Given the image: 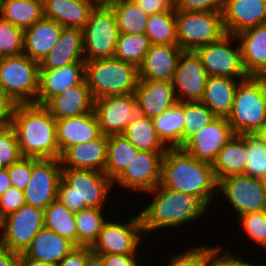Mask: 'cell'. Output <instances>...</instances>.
<instances>
[{
    "label": "cell",
    "mask_w": 266,
    "mask_h": 266,
    "mask_svg": "<svg viewBox=\"0 0 266 266\" xmlns=\"http://www.w3.org/2000/svg\"><path fill=\"white\" fill-rule=\"evenodd\" d=\"M224 0H176L174 8L180 11L221 12Z\"/></svg>",
    "instance_id": "50"
},
{
    "label": "cell",
    "mask_w": 266,
    "mask_h": 266,
    "mask_svg": "<svg viewBox=\"0 0 266 266\" xmlns=\"http://www.w3.org/2000/svg\"><path fill=\"white\" fill-rule=\"evenodd\" d=\"M33 171V158L22 157L19 161L8 167L11 185L21 190H25L30 182Z\"/></svg>",
    "instance_id": "48"
},
{
    "label": "cell",
    "mask_w": 266,
    "mask_h": 266,
    "mask_svg": "<svg viewBox=\"0 0 266 266\" xmlns=\"http://www.w3.org/2000/svg\"><path fill=\"white\" fill-rule=\"evenodd\" d=\"M221 13L225 33L237 35L266 24V0H224Z\"/></svg>",
    "instance_id": "19"
},
{
    "label": "cell",
    "mask_w": 266,
    "mask_h": 266,
    "mask_svg": "<svg viewBox=\"0 0 266 266\" xmlns=\"http://www.w3.org/2000/svg\"><path fill=\"white\" fill-rule=\"evenodd\" d=\"M119 33L111 6H95L83 28L85 61L114 57Z\"/></svg>",
    "instance_id": "9"
},
{
    "label": "cell",
    "mask_w": 266,
    "mask_h": 266,
    "mask_svg": "<svg viewBox=\"0 0 266 266\" xmlns=\"http://www.w3.org/2000/svg\"><path fill=\"white\" fill-rule=\"evenodd\" d=\"M208 77L198 54L183 50L172 81L178 102L200 101Z\"/></svg>",
    "instance_id": "17"
},
{
    "label": "cell",
    "mask_w": 266,
    "mask_h": 266,
    "mask_svg": "<svg viewBox=\"0 0 266 266\" xmlns=\"http://www.w3.org/2000/svg\"><path fill=\"white\" fill-rule=\"evenodd\" d=\"M134 95L138 114L152 119L178 103L172 81L139 80Z\"/></svg>",
    "instance_id": "20"
},
{
    "label": "cell",
    "mask_w": 266,
    "mask_h": 266,
    "mask_svg": "<svg viewBox=\"0 0 266 266\" xmlns=\"http://www.w3.org/2000/svg\"><path fill=\"white\" fill-rule=\"evenodd\" d=\"M92 253L90 246H76L56 266H85L89 255Z\"/></svg>",
    "instance_id": "53"
},
{
    "label": "cell",
    "mask_w": 266,
    "mask_h": 266,
    "mask_svg": "<svg viewBox=\"0 0 266 266\" xmlns=\"http://www.w3.org/2000/svg\"><path fill=\"white\" fill-rule=\"evenodd\" d=\"M240 81L242 80L209 76L200 102L216 117L227 118L232 110L235 92Z\"/></svg>",
    "instance_id": "31"
},
{
    "label": "cell",
    "mask_w": 266,
    "mask_h": 266,
    "mask_svg": "<svg viewBox=\"0 0 266 266\" xmlns=\"http://www.w3.org/2000/svg\"><path fill=\"white\" fill-rule=\"evenodd\" d=\"M105 209L85 208L75 212L77 246H92L103 225L109 219ZM106 214V215H105ZM107 217V218H106Z\"/></svg>",
    "instance_id": "38"
},
{
    "label": "cell",
    "mask_w": 266,
    "mask_h": 266,
    "mask_svg": "<svg viewBox=\"0 0 266 266\" xmlns=\"http://www.w3.org/2000/svg\"><path fill=\"white\" fill-rule=\"evenodd\" d=\"M85 266H105V265L102 257L92 252L88 257Z\"/></svg>",
    "instance_id": "59"
},
{
    "label": "cell",
    "mask_w": 266,
    "mask_h": 266,
    "mask_svg": "<svg viewBox=\"0 0 266 266\" xmlns=\"http://www.w3.org/2000/svg\"><path fill=\"white\" fill-rule=\"evenodd\" d=\"M85 80V62H77L56 69H40L37 105L44 106L52 97Z\"/></svg>",
    "instance_id": "21"
},
{
    "label": "cell",
    "mask_w": 266,
    "mask_h": 266,
    "mask_svg": "<svg viewBox=\"0 0 266 266\" xmlns=\"http://www.w3.org/2000/svg\"><path fill=\"white\" fill-rule=\"evenodd\" d=\"M105 266H144L138 254H108L100 255Z\"/></svg>",
    "instance_id": "54"
},
{
    "label": "cell",
    "mask_w": 266,
    "mask_h": 266,
    "mask_svg": "<svg viewBox=\"0 0 266 266\" xmlns=\"http://www.w3.org/2000/svg\"><path fill=\"white\" fill-rule=\"evenodd\" d=\"M263 186L266 188V171L262 174V176L259 178Z\"/></svg>",
    "instance_id": "63"
},
{
    "label": "cell",
    "mask_w": 266,
    "mask_h": 266,
    "mask_svg": "<svg viewBox=\"0 0 266 266\" xmlns=\"http://www.w3.org/2000/svg\"><path fill=\"white\" fill-rule=\"evenodd\" d=\"M61 178L62 167L59 159L33 158L30 182L24 190L26 204L44 210L57 200Z\"/></svg>",
    "instance_id": "15"
},
{
    "label": "cell",
    "mask_w": 266,
    "mask_h": 266,
    "mask_svg": "<svg viewBox=\"0 0 266 266\" xmlns=\"http://www.w3.org/2000/svg\"><path fill=\"white\" fill-rule=\"evenodd\" d=\"M108 136L68 147L60 156L62 168L89 169L104 172Z\"/></svg>",
    "instance_id": "24"
},
{
    "label": "cell",
    "mask_w": 266,
    "mask_h": 266,
    "mask_svg": "<svg viewBox=\"0 0 266 266\" xmlns=\"http://www.w3.org/2000/svg\"><path fill=\"white\" fill-rule=\"evenodd\" d=\"M227 120L234 134H256L265 129L266 90L258 76L239 82Z\"/></svg>",
    "instance_id": "6"
},
{
    "label": "cell",
    "mask_w": 266,
    "mask_h": 266,
    "mask_svg": "<svg viewBox=\"0 0 266 266\" xmlns=\"http://www.w3.org/2000/svg\"><path fill=\"white\" fill-rule=\"evenodd\" d=\"M165 153L138 151L130 164L113 181L115 186H120L134 194L142 196L158 186L161 181L162 159ZM117 183V185H116Z\"/></svg>",
    "instance_id": "14"
},
{
    "label": "cell",
    "mask_w": 266,
    "mask_h": 266,
    "mask_svg": "<svg viewBox=\"0 0 266 266\" xmlns=\"http://www.w3.org/2000/svg\"><path fill=\"white\" fill-rule=\"evenodd\" d=\"M62 29L56 21L45 17L24 29L23 54L40 63L55 47Z\"/></svg>",
    "instance_id": "27"
},
{
    "label": "cell",
    "mask_w": 266,
    "mask_h": 266,
    "mask_svg": "<svg viewBox=\"0 0 266 266\" xmlns=\"http://www.w3.org/2000/svg\"><path fill=\"white\" fill-rule=\"evenodd\" d=\"M242 63L249 76L266 71V24L244 30L236 35Z\"/></svg>",
    "instance_id": "28"
},
{
    "label": "cell",
    "mask_w": 266,
    "mask_h": 266,
    "mask_svg": "<svg viewBox=\"0 0 266 266\" xmlns=\"http://www.w3.org/2000/svg\"><path fill=\"white\" fill-rule=\"evenodd\" d=\"M39 71L25 54L0 58V87L17 104H37Z\"/></svg>",
    "instance_id": "7"
},
{
    "label": "cell",
    "mask_w": 266,
    "mask_h": 266,
    "mask_svg": "<svg viewBox=\"0 0 266 266\" xmlns=\"http://www.w3.org/2000/svg\"><path fill=\"white\" fill-rule=\"evenodd\" d=\"M10 187L11 180L7 168H0V196L3 195Z\"/></svg>",
    "instance_id": "57"
},
{
    "label": "cell",
    "mask_w": 266,
    "mask_h": 266,
    "mask_svg": "<svg viewBox=\"0 0 266 266\" xmlns=\"http://www.w3.org/2000/svg\"><path fill=\"white\" fill-rule=\"evenodd\" d=\"M195 52L208 76L238 80L249 77L242 63L241 48L236 35L226 33L218 41L202 46Z\"/></svg>",
    "instance_id": "11"
},
{
    "label": "cell",
    "mask_w": 266,
    "mask_h": 266,
    "mask_svg": "<svg viewBox=\"0 0 266 266\" xmlns=\"http://www.w3.org/2000/svg\"><path fill=\"white\" fill-rule=\"evenodd\" d=\"M85 80L95 100L111 95L134 94L138 67L115 57L85 61Z\"/></svg>",
    "instance_id": "5"
},
{
    "label": "cell",
    "mask_w": 266,
    "mask_h": 266,
    "mask_svg": "<svg viewBox=\"0 0 266 266\" xmlns=\"http://www.w3.org/2000/svg\"><path fill=\"white\" fill-rule=\"evenodd\" d=\"M247 155L246 134H235L212 163L217 181L231 175L245 174Z\"/></svg>",
    "instance_id": "32"
},
{
    "label": "cell",
    "mask_w": 266,
    "mask_h": 266,
    "mask_svg": "<svg viewBox=\"0 0 266 266\" xmlns=\"http://www.w3.org/2000/svg\"><path fill=\"white\" fill-rule=\"evenodd\" d=\"M11 127L23 157L60 159L56 120L44 106L17 104Z\"/></svg>",
    "instance_id": "3"
},
{
    "label": "cell",
    "mask_w": 266,
    "mask_h": 266,
    "mask_svg": "<svg viewBox=\"0 0 266 266\" xmlns=\"http://www.w3.org/2000/svg\"><path fill=\"white\" fill-rule=\"evenodd\" d=\"M0 266H20V254L0 245Z\"/></svg>",
    "instance_id": "56"
},
{
    "label": "cell",
    "mask_w": 266,
    "mask_h": 266,
    "mask_svg": "<svg viewBox=\"0 0 266 266\" xmlns=\"http://www.w3.org/2000/svg\"><path fill=\"white\" fill-rule=\"evenodd\" d=\"M22 157L14 129L0 127V168L10 167Z\"/></svg>",
    "instance_id": "47"
},
{
    "label": "cell",
    "mask_w": 266,
    "mask_h": 266,
    "mask_svg": "<svg viewBox=\"0 0 266 266\" xmlns=\"http://www.w3.org/2000/svg\"><path fill=\"white\" fill-rule=\"evenodd\" d=\"M17 103L0 87V127L11 126Z\"/></svg>",
    "instance_id": "52"
},
{
    "label": "cell",
    "mask_w": 266,
    "mask_h": 266,
    "mask_svg": "<svg viewBox=\"0 0 266 266\" xmlns=\"http://www.w3.org/2000/svg\"><path fill=\"white\" fill-rule=\"evenodd\" d=\"M56 132L61 154L70 146L95 140L102 134L94 110L83 115L57 119Z\"/></svg>",
    "instance_id": "23"
},
{
    "label": "cell",
    "mask_w": 266,
    "mask_h": 266,
    "mask_svg": "<svg viewBox=\"0 0 266 266\" xmlns=\"http://www.w3.org/2000/svg\"><path fill=\"white\" fill-rule=\"evenodd\" d=\"M111 8L115 12L120 33L145 34L149 15L133 0H121Z\"/></svg>",
    "instance_id": "40"
},
{
    "label": "cell",
    "mask_w": 266,
    "mask_h": 266,
    "mask_svg": "<svg viewBox=\"0 0 266 266\" xmlns=\"http://www.w3.org/2000/svg\"><path fill=\"white\" fill-rule=\"evenodd\" d=\"M241 220H237L240 224L242 233L247 235L246 237L252 240L251 248L255 247V244L260 248L265 249L266 252V211L249 212L236 216Z\"/></svg>",
    "instance_id": "44"
},
{
    "label": "cell",
    "mask_w": 266,
    "mask_h": 266,
    "mask_svg": "<svg viewBox=\"0 0 266 266\" xmlns=\"http://www.w3.org/2000/svg\"><path fill=\"white\" fill-rule=\"evenodd\" d=\"M175 17L178 45L184 51H195L226 34L221 12L175 10Z\"/></svg>",
    "instance_id": "8"
},
{
    "label": "cell",
    "mask_w": 266,
    "mask_h": 266,
    "mask_svg": "<svg viewBox=\"0 0 266 266\" xmlns=\"http://www.w3.org/2000/svg\"><path fill=\"white\" fill-rule=\"evenodd\" d=\"M25 204L24 190L13 186L0 196V211L4 217L16 212Z\"/></svg>",
    "instance_id": "51"
},
{
    "label": "cell",
    "mask_w": 266,
    "mask_h": 266,
    "mask_svg": "<svg viewBox=\"0 0 266 266\" xmlns=\"http://www.w3.org/2000/svg\"><path fill=\"white\" fill-rule=\"evenodd\" d=\"M94 7L91 0H43L44 17L67 28L83 30Z\"/></svg>",
    "instance_id": "29"
},
{
    "label": "cell",
    "mask_w": 266,
    "mask_h": 266,
    "mask_svg": "<svg viewBox=\"0 0 266 266\" xmlns=\"http://www.w3.org/2000/svg\"><path fill=\"white\" fill-rule=\"evenodd\" d=\"M258 77L260 78V80L263 82L264 88L266 90V71L260 73L258 75Z\"/></svg>",
    "instance_id": "62"
},
{
    "label": "cell",
    "mask_w": 266,
    "mask_h": 266,
    "mask_svg": "<svg viewBox=\"0 0 266 266\" xmlns=\"http://www.w3.org/2000/svg\"><path fill=\"white\" fill-rule=\"evenodd\" d=\"M20 266H56L52 263L38 261L32 258H27L23 253L20 254Z\"/></svg>",
    "instance_id": "58"
},
{
    "label": "cell",
    "mask_w": 266,
    "mask_h": 266,
    "mask_svg": "<svg viewBox=\"0 0 266 266\" xmlns=\"http://www.w3.org/2000/svg\"><path fill=\"white\" fill-rule=\"evenodd\" d=\"M24 29L0 18V58L23 54Z\"/></svg>",
    "instance_id": "45"
},
{
    "label": "cell",
    "mask_w": 266,
    "mask_h": 266,
    "mask_svg": "<svg viewBox=\"0 0 266 266\" xmlns=\"http://www.w3.org/2000/svg\"><path fill=\"white\" fill-rule=\"evenodd\" d=\"M44 227L67 238L77 246L75 212L55 200L44 209Z\"/></svg>",
    "instance_id": "37"
},
{
    "label": "cell",
    "mask_w": 266,
    "mask_h": 266,
    "mask_svg": "<svg viewBox=\"0 0 266 266\" xmlns=\"http://www.w3.org/2000/svg\"><path fill=\"white\" fill-rule=\"evenodd\" d=\"M43 17V0H2L0 5V18L22 29Z\"/></svg>",
    "instance_id": "33"
},
{
    "label": "cell",
    "mask_w": 266,
    "mask_h": 266,
    "mask_svg": "<svg viewBox=\"0 0 266 266\" xmlns=\"http://www.w3.org/2000/svg\"><path fill=\"white\" fill-rule=\"evenodd\" d=\"M226 117H216L181 148L200 161L212 164L220 150L234 136Z\"/></svg>",
    "instance_id": "18"
},
{
    "label": "cell",
    "mask_w": 266,
    "mask_h": 266,
    "mask_svg": "<svg viewBox=\"0 0 266 266\" xmlns=\"http://www.w3.org/2000/svg\"><path fill=\"white\" fill-rule=\"evenodd\" d=\"M133 2L148 15L163 13L173 7L167 0H133Z\"/></svg>",
    "instance_id": "55"
},
{
    "label": "cell",
    "mask_w": 266,
    "mask_h": 266,
    "mask_svg": "<svg viewBox=\"0 0 266 266\" xmlns=\"http://www.w3.org/2000/svg\"><path fill=\"white\" fill-rule=\"evenodd\" d=\"M95 6H111L121 0H91Z\"/></svg>",
    "instance_id": "60"
},
{
    "label": "cell",
    "mask_w": 266,
    "mask_h": 266,
    "mask_svg": "<svg viewBox=\"0 0 266 266\" xmlns=\"http://www.w3.org/2000/svg\"><path fill=\"white\" fill-rule=\"evenodd\" d=\"M150 45L145 34L119 33L114 57L139 67Z\"/></svg>",
    "instance_id": "41"
},
{
    "label": "cell",
    "mask_w": 266,
    "mask_h": 266,
    "mask_svg": "<svg viewBox=\"0 0 266 266\" xmlns=\"http://www.w3.org/2000/svg\"><path fill=\"white\" fill-rule=\"evenodd\" d=\"M160 184L198 197L209 209L218 195L212 164L194 158L182 148H168L162 159Z\"/></svg>",
    "instance_id": "2"
},
{
    "label": "cell",
    "mask_w": 266,
    "mask_h": 266,
    "mask_svg": "<svg viewBox=\"0 0 266 266\" xmlns=\"http://www.w3.org/2000/svg\"><path fill=\"white\" fill-rule=\"evenodd\" d=\"M261 135L265 138L266 140V128L261 132Z\"/></svg>",
    "instance_id": "64"
},
{
    "label": "cell",
    "mask_w": 266,
    "mask_h": 266,
    "mask_svg": "<svg viewBox=\"0 0 266 266\" xmlns=\"http://www.w3.org/2000/svg\"><path fill=\"white\" fill-rule=\"evenodd\" d=\"M95 99L86 80L52 97L44 107L55 120L83 115L93 111Z\"/></svg>",
    "instance_id": "25"
},
{
    "label": "cell",
    "mask_w": 266,
    "mask_h": 266,
    "mask_svg": "<svg viewBox=\"0 0 266 266\" xmlns=\"http://www.w3.org/2000/svg\"><path fill=\"white\" fill-rule=\"evenodd\" d=\"M42 228H44V210L25 204L16 212L4 217L0 245L22 254Z\"/></svg>",
    "instance_id": "13"
},
{
    "label": "cell",
    "mask_w": 266,
    "mask_h": 266,
    "mask_svg": "<svg viewBox=\"0 0 266 266\" xmlns=\"http://www.w3.org/2000/svg\"><path fill=\"white\" fill-rule=\"evenodd\" d=\"M94 112L100 131L106 136L122 135L138 115L134 94L111 95L95 100Z\"/></svg>",
    "instance_id": "16"
},
{
    "label": "cell",
    "mask_w": 266,
    "mask_h": 266,
    "mask_svg": "<svg viewBox=\"0 0 266 266\" xmlns=\"http://www.w3.org/2000/svg\"><path fill=\"white\" fill-rule=\"evenodd\" d=\"M138 151L124 136H108L104 173L114 181L130 164Z\"/></svg>",
    "instance_id": "36"
},
{
    "label": "cell",
    "mask_w": 266,
    "mask_h": 266,
    "mask_svg": "<svg viewBox=\"0 0 266 266\" xmlns=\"http://www.w3.org/2000/svg\"><path fill=\"white\" fill-rule=\"evenodd\" d=\"M182 51L179 45L151 44L138 67L139 80L173 81Z\"/></svg>",
    "instance_id": "22"
},
{
    "label": "cell",
    "mask_w": 266,
    "mask_h": 266,
    "mask_svg": "<svg viewBox=\"0 0 266 266\" xmlns=\"http://www.w3.org/2000/svg\"><path fill=\"white\" fill-rule=\"evenodd\" d=\"M247 164L245 175L260 178L266 171V140L261 133L246 134Z\"/></svg>",
    "instance_id": "43"
},
{
    "label": "cell",
    "mask_w": 266,
    "mask_h": 266,
    "mask_svg": "<svg viewBox=\"0 0 266 266\" xmlns=\"http://www.w3.org/2000/svg\"><path fill=\"white\" fill-rule=\"evenodd\" d=\"M139 151L166 153L168 148L159 139L153 119L138 114L122 134Z\"/></svg>",
    "instance_id": "34"
},
{
    "label": "cell",
    "mask_w": 266,
    "mask_h": 266,
    "mask_svg": "<svg viewBox=\"0 0 266 266\" xmlns=\"http://www.w3.org/2000/svg\"><path fill=\"white\" fill-rule=\"evenodd\" d=\"M76 245L56 232L42 228L24 251L27 258L58 264Z\"/></svg>",
    "instance_id": "30"
},
{
    "label": "cell",
    "mask_w": 266,
    "mask_h": 266,
    "mask_svg": "<svg viewBox=\"0 0 266 266\" xmlns=\"http://www.w3.org/2000/svg\"><path fill=\"white\" fill-rule=\"evenodd\" d=\"M220 244L215 245L214 251L212 253L210 266H264V264H259L258 262L254 263L251 262V260L243 259V257L238 256V254H235L234 251H230L229 247L225 249ZM225 249V250H222ZM224 251V253L222 252ZM241 257V258H240ZM259 264V265H258ZM266 266V265H265Z\"/></svg>",
    "instance_id": "49"
},
{
    "label": "cell",
    "mask_w": 266,
    "mask_h": 266,
    "mask_svg": "<svg viewBox=\"0 0 266 266\" xmlns=\"http://www.w3.org/2000/svg\"><path fill=\"white\" fill-rule=\"evenodd\" d=\"M184 130L182 146L205 126L209 125L216 115L200 101L182 102Z\"/></svg>",
    "instance_id": "42"
},
{
    "label": "cell",
    "mask_w": 266,
    "mask_h": 266,
    "mask_svg": "<svg viewBox=\"0 0 266 266\" xmlns=\"http://www.w3.org/2000/svg\"><path fill=\"white\" fill-rule=\"evenodd\" d=\"M196 247H191L188 249H184V251L176 252L171 258L169 259V263L165 264V266H210V261L212 257V253L214 251V244L211 246L207 245H197Z\"/></svg>",
    "instance_id": "46"
},
{
    "label": "cell",
    "mask_w": 266,
    "mask_h": 266,
    "mask_svg": "<svg viewBox=\"0 0 266 266\" xmlns=\"http://www.w3.org/2000/svg\"><path fill=\"white\" fill-rule=\"evenodd\" d=\"M146 194L152 197V200L139 212L145 235L143 240H147L146 235L159 233L163 229L165 234V230L168 232L171 228H185L187 223L194 224L205 217L209 210L198 197L170 190L161 184Z\"/></svg>",
    "instance_id": "1"
},
{
    "label": "cell",
    "mask_w": 266,
    "mask_h": 266,
    "mask_svg": "<svg viewBox=\"0 0 266 266\" xmlns=\"http://www.w3.org/2000/svg\"><path fill=\"white\" fill-rule=\"evenodd\" d=\"M3 228H4V216L2 215L0 211V239L3 233Z\"/></svg>",
    "instance_id": "61"
},
{
    "label": "cell",
    "mask_w": 266,
    "mask_h": 266,
    "mask_svg": "<svg viewBox=\"0 0 266 266\" xmlns=\"http://www.w3.org/2000/svg\"><path fill=\"white\" fill-rule=\"evenodd\" d=\"M231 206L235 215L266 211V188L259 178L231 175L218 182V195Z\"/></svg>",
    "instance_id": "12"
},
{
    "label": "cell",
    "mask_w": 266,
    "mask_h": 266,
    "mask_svg": "<svg viewBox=\"0 0 266 266\" xmlns=\"http://www.w3.org/2000/svg\"><path fill=\"white\" fill-rule=\"evenodd\" d=\"M107 220L99 232L97 240L91 246L93 253L97 255L108 254H139L141 244L145 241L142 221L139 212L131 218H123L117 221ZM141 253V254H140Z\"/></svg>",
    "instance_id": "10"
},
{
    "label": "cell",
    "mask_w": 266,
    "mask_h": 266,
    "mask_svg": "<svg viewBox=\"0 0 266 266\" xmlns=\"http://www.w3.org/2000/svg\"><path fill=\"white\" fill-rule=\"evenodd\" d=\"M85 62L83 30L63 27L55 47L39 63L40 69H56Z\"/></svg>",
    "instance_id": "26"
},
{
    "label": "cell",
    "mask_w": 266,
    "mask_h": 266,
    "mask_svg": "<svg viewBox=\"0 0 266 266\" xmlns=\"http://www.w3.org/2000/svg\"><path fill=\"white\" fill-rule=\"evenodd\" d=\"M145 35L150 44L178 45L174 6L163 13L149 15Z\"/></svg>",
    "instance_id": "39"
},
{
    "label": "cell",
    "mask_w": 266,
    "mask_h": 266,
    "mask_svg": "<svg viewBox=\"0 0 266 266\" xmlns=\"http://www.w3.org/2000/svg\"><path fill=\"white\" fill-rule=\"evenodd\" d=\"M153 125L159 139L167 148H181L184 130L182 102L153 118Z\"/></svg>",
    "instance_id": "35"
},
{
    "label": "cell",
    "mask_w": 266,
    "mask_h": 266,
    "mask_svg": "<svg viewBox=\"0 0 266 266\" xmlns=\"http://www.w3.org/2000/svg\"><path fill=\"white\" fill-rule=\"evenodd\" d=\"M172 6L175 5L176 0H167Z\"/></svg>",
    "instance_id": "65"
},
{
    "label": "cell",
    "mask_w": 266,
    "mask_h": 266,
    "mask_svg": "<svg viewBox=\"0 0 266 266\" xmlns=\"http://www.w3.org/2000/svg\"><path fill=\"white\" fill-rule=\"evenodd\" d=\"M113 190V181L102 171L62 168L57 200L73 212L104 209Z\"/></svg>",
    "instance_id": "4"
}]
</instances>
